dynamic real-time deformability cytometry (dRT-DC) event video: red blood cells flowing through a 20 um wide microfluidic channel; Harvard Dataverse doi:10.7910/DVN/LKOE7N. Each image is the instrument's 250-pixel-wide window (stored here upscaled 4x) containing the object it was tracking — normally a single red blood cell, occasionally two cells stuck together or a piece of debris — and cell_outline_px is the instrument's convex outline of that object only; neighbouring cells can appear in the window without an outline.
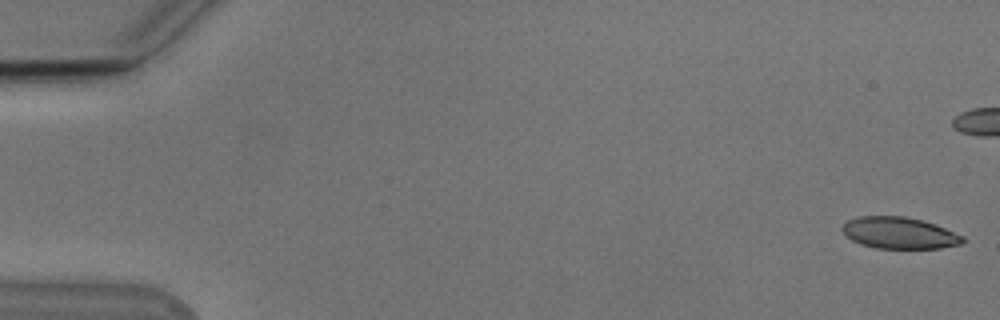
{"species": "Egyptian fruit bat (a non-hibernating species)", "species_latin": "Rousettus aegyptiacus", "temperature_condition": "cold", "stored_images_in_passage": 44, "camera_frame_rate_fps": 3000, "um_per_image_px": 0.085, "animal": {"sex": "male"}, "frame": {"image": 1, "passage_image": 1, "time_ms": 0.0, "image_size_px": [1000, 320], "cell_outline_px": [[968, 240], [960, 244], [940, 248], [876, 248], [860, 244], [844, 236], [840, 228], [848, 220], [860, 216], [904, 216], [924, 220], [936, 224], [964, 236]], "centroid_in_image_um": [76.44, 19.8], "position_along_channel_um": 8.6, "area_um2": 22.43}}
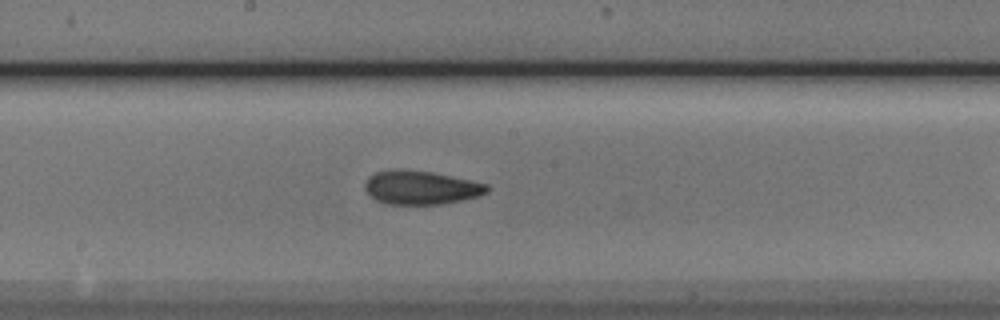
{"frame": {"image": 2, "passage_image": 29, "time_ms": 9.333, "image_size_px": [1000, 320], "cell_outline_px": [[488, 192], [480, 196], [440, 204], [384, 204], [376, 200], [364, 188], [364, 184], [368, 176], [376, 172], [392, 168], [432, 172], [488, 184]], "centroid_in_image_um": [35.74, 15.93], "position_along_channel_um": 212.5, "area_um2": 23.99}}
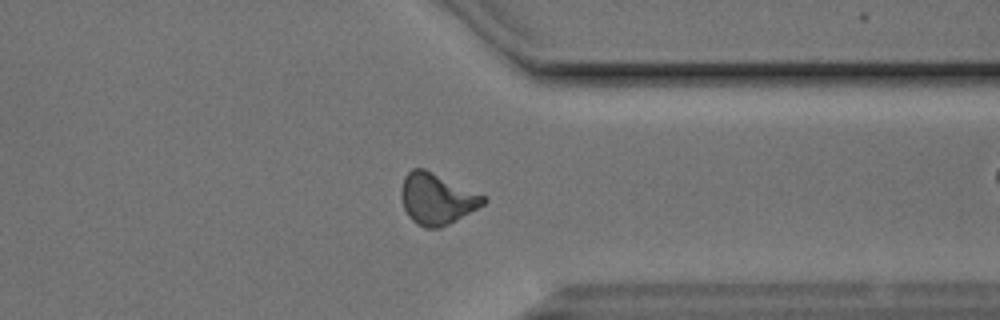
{"frame": {"image": 3, "passage_image": 42, "time_ms": 13.667, "image_size_px": [1000, 320], "cell_outline_px": [[488, 200], [484, 204], [456, 220], [440, 228], [424, 228], [416, 224], [408, 216], [404, 208], [400, 196], [400, 192], [404, 176], [412, 168], [424, 168], [484, 196]], "centroid_in_image_um": [37.08, 16.91], "position_along_channel_um": 374.3, "area_um2": 24.28}}